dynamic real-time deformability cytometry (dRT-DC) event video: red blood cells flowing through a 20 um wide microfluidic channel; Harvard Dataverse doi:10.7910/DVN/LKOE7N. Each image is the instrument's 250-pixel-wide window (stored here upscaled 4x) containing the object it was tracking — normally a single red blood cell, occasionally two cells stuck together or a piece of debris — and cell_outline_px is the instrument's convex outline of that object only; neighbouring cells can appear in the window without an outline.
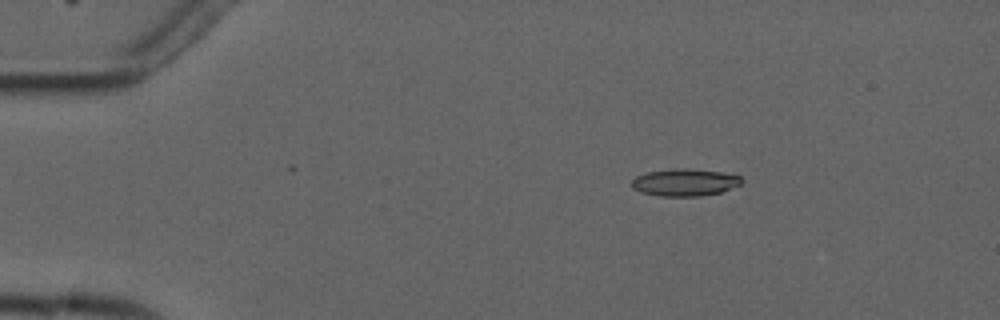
{"species": "common noctule bat (a hibernating species)", "species_latin": "Nyctalus noctula", "temperature_condition": "cold", "stored_images_in_passage": 3, "camera_frame_rate_fps": 3000, "um_per_image_px": 0.085, "animal": {"sex": "male", "forearm_length_mm": 52.5}, "frame": {"image": 1, "passage_image": 2, "time_ms": 1.0, "image_size_px": [1000, 320], "cell_outline_px": [[744, 180], [740, 184], [720, 192], [700, 196], [660, 196], [640, 192], [632, 188], [632, 180], [636, 176], [648, 172], [672, 168], [688, 168], [736, 172]], "centroid_in_image_um": [58.27, 15.47], "position_along_channel_um": 26.7, "area_um2": 17.86}}